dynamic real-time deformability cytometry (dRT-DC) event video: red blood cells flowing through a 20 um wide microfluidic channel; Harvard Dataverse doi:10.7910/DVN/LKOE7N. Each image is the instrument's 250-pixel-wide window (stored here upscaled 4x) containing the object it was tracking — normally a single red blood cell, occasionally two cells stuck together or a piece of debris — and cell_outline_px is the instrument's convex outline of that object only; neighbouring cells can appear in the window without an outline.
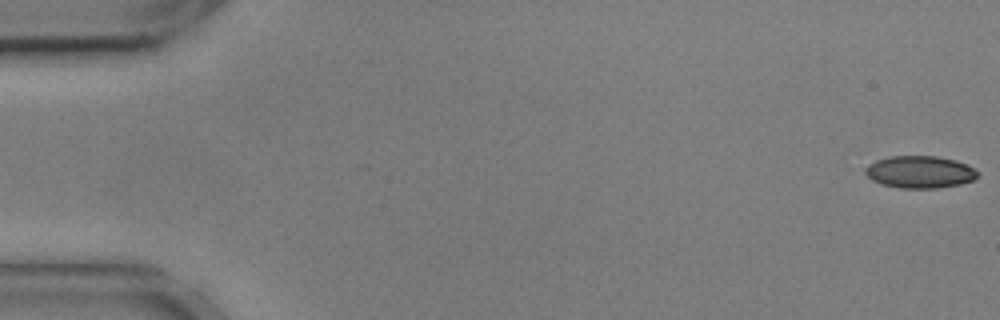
{"species": "common noctule bat (a hibernating species)", "species_latin": "Nyctalus noctula", "temperature_condition": "cold", "stored_images_in_passage": 8, "camera_frame_rate_fps": 3000, "um_per_image_px": 0.085, "animal": {"sex": "male", "body_mass_g": 17.9, "forearm_length_mm": 54.2}, "frame": {"image": 1, "passage_image": 1, "time_ms": 0.0, "image_size_px": [1000, 320], "cell_outline_px": [[980, 172], [972, 180], [960, 184], [936, 188], [900, 188], [884, 184], [872, 180], [864, 172], [864, 168], [868, 164], [876, 160], [888, 156], [936, 156], [956, 160]], "centroid_in_image_um": [78.15, 14.61], "position_along_channel_um": 6.8, "area_um2": 20.98}}